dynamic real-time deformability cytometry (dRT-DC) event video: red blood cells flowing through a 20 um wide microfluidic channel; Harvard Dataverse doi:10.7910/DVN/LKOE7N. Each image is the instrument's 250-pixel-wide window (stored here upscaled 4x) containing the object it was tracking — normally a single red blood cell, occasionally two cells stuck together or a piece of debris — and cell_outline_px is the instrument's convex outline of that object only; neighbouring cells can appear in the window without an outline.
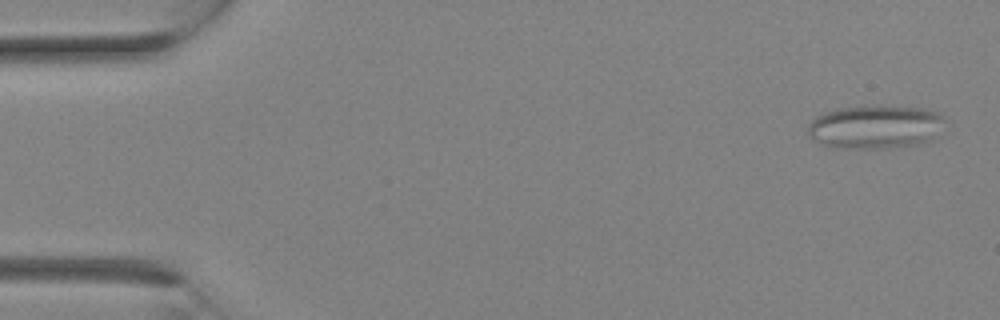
{"species": "Egyptian fruit bat (a non-hibernating species)", "species_latin": "Rousettus aegyptiacus", "temperature_condition": "room temperature", "stored_images_in_passage": 10, "camera_frame_rate_fps": 3000, "um_per_image_px": 0.085, "animal": {"sex": "female"}, "frame": {"image": 1, "passage_image": 1, "time_ms": 0.0, "image_size_px": [1000, 320], "cell_outline_px": [[944, 120], [928, 144], [888, 148], [832, 148], [808, 136], [808, 124], [816, 116], [836, 108], [876, 104], [880, 104], [924, 108], [940, 112], [944, 116]], "centroid_in_image_um": [74.41, 10.76], "position_along_channel_um": 10.6, "area_um2": 35.49}}